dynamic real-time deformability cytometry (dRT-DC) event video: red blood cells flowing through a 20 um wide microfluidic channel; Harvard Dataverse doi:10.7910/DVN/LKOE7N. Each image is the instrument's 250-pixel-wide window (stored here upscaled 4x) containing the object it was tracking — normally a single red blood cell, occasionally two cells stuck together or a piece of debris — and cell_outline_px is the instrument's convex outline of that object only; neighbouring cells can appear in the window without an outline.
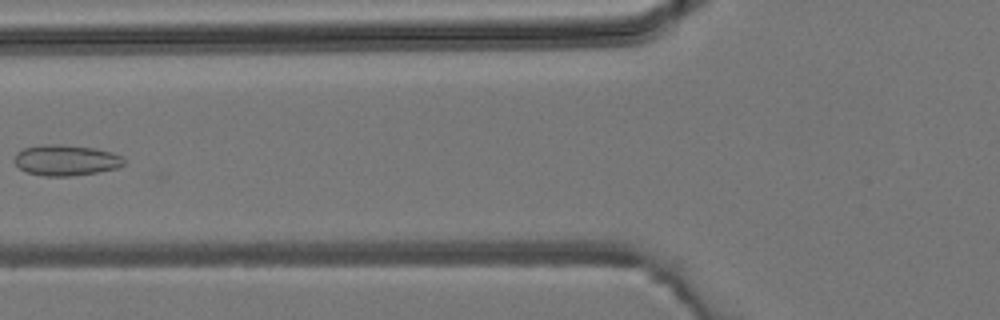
{"species": "common noctule bat (a hibernating species)", "species_latin": "Nyctalus noctula", "temperature_condition": "room temperature", "stored_images_in_passage": 5, "camera_frame_rate_fps": 3000, "um_per_image_px": 0.085, "animal": {"sex": "male", "body_mass_g": 19.2, "forearm_length_mm": 51.8}, "frame": {"image": 1, "passage_image": 5, "time_ms": 4.667, "image_size_px": [1000, 320], "cell_outline_px": [[124, 164], [116, 168], [96, 172], [72, 176], [44, 176], [28, 172], [20, 168], [16, 164], [16, 152], [24, 148], [44, 144], [60, 144], [96, 148], [112, 152], [124, 156]], "centroid_in_image_um": [5.64, 13.61], "position_along_channel_um": 120.2, "area_um2": 19.59}}